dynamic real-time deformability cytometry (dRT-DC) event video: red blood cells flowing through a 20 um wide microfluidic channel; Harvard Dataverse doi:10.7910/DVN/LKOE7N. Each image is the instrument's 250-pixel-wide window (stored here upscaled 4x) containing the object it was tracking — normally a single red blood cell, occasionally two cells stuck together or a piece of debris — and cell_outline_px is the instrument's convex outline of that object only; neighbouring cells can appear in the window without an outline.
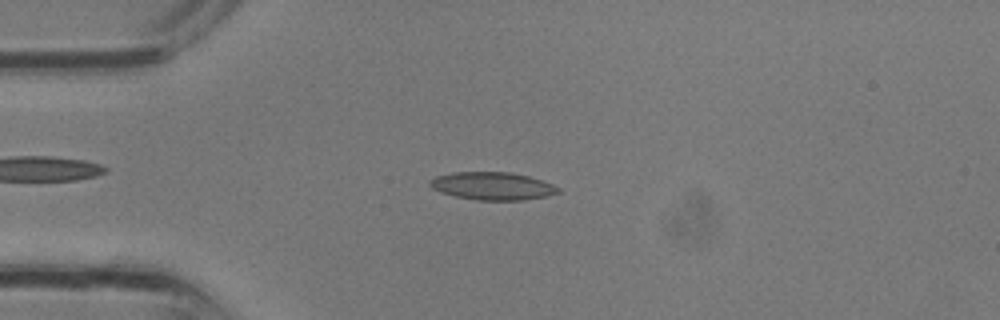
{"species": "common noctule bat (a hibernating species)", "species_latin": "Nyctalus noctula", "temperature_condition": "room temperature", "stored_images_in_passage": 31, "camera_frame_rate_fps": 3000, "um_per_image_px": 0.085, "animal": {"sex": "male", "body_mass_g": 13.3}, "frame": {"image": 1, "passage_image": 7, "time_ms": 2.0, "image_size_px": [1000, 320], "cell_outline_px": [[560, 192], [544, 196], [524, 200], [476, 200], [456, 196], [440, 192], [432, 188], [428, 184], [428, 180], [436, 176], [452, 172], [508, 172], [528, 176], [552, 184], [560, 188]], "centroid_in_image_um": [41.81, 15.81], "position_along_channel_um": 43.2, "area_um2": 20.69}}
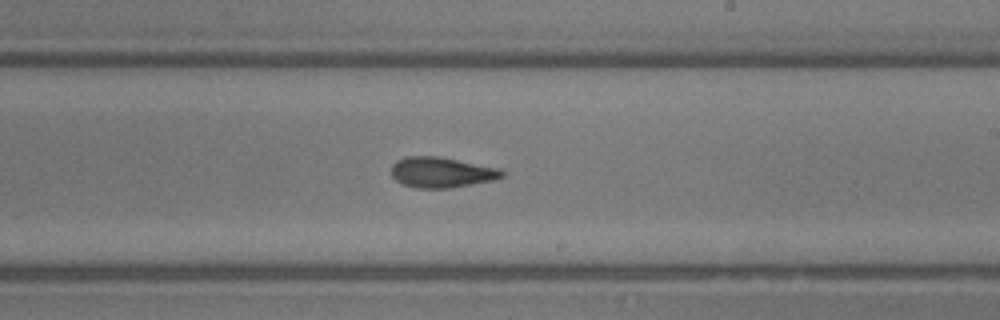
{"frame": {"image": 2, "passage_image": 18, "time_ms": 5.667, "image_size_px": [1000, 320], "cell_outline_px": [[504, 176], [492, 180], [452, 188], [416, 188], [404, 184], [396, 180], [392, 176], [392, 164], [396, 160], [404, 156], [440, 156], [500, 168], [504, 172]], "centroid_in_image_um": [37.52, 14.64], "position_along_channel_um": 251.5, "area_um2": 19.77}}
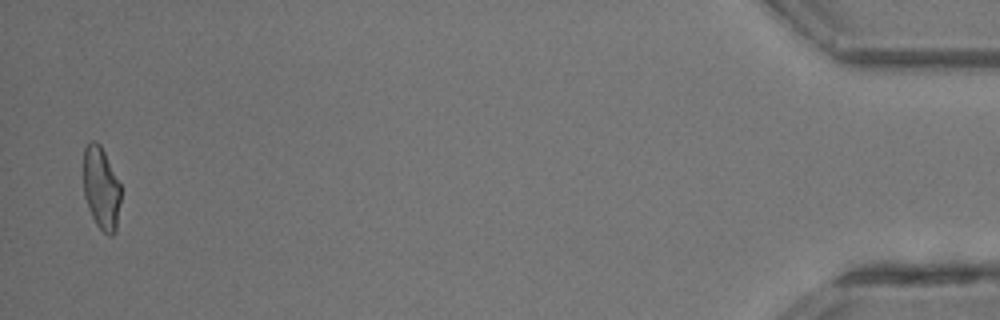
{"frame": {"image": 3, "passage_image": 31, "time_ms": 10.0, "image_size_px": [1000, 320], "cell_outline_px": [[120, 200], [116, 232], [112, 236], [108, 236], [96, 224], [88, 208], [84, 196], [84, 148], [92, 140], [96, 140], [100, 144], [120, 184]], "centroid_in_image_um": [8.6, 16.02], "position_along_channel_um": 426.6, "area_um2": 17.92}}